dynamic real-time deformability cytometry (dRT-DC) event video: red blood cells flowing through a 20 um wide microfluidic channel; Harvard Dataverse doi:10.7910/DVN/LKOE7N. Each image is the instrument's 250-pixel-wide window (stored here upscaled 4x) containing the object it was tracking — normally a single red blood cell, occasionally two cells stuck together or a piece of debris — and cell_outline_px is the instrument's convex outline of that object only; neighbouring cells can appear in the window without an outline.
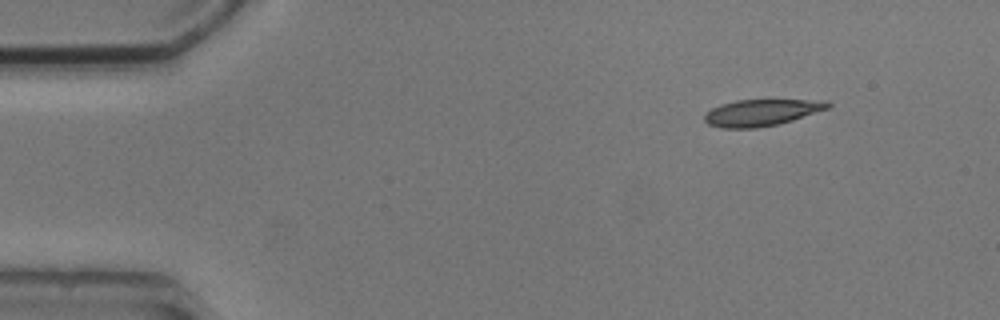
{"species": "common noctule bat (a hibernating species)", "species_latin": "Nyctalus noctula", "temperature_condition": "cold", "stored_images_in_passage": 3, "camera_frame_rate_fps": 3000, "um_per_image_px": 0.085, "animal": {"sex": "male", "body_mass_g": 20.5, "forearm_length_mm": 52.5}, "frame": {"image": 1, "passage_image": 1, "time_ms": 0.0, "image_size_px": [1000, 320], "cell_outline_px": [[832, 104], [828, 108], [792, 120], [776, 124], [756, 128], [720, 128], [708, 124], [704, 120], [704, 116], [712, 108], [720, 104], [736, 100], [828, 100]], "centroid_in_image_um": [64.71, 9.56], "position_along_channel_um": 20.3, "area_um2": 18.96}}